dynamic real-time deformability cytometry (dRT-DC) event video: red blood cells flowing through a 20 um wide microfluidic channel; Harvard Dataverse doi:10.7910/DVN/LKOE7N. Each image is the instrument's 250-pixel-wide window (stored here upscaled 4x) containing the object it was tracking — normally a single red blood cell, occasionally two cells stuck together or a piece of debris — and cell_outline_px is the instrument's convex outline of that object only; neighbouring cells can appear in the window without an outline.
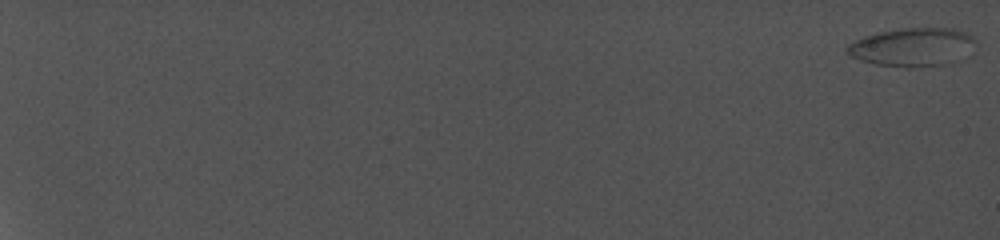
{"species": "common noctule bat (a hibernating species)", "species_latin": "Nyctalus noctula", "temperature_condition": "cold", "stored_images_in_passage": 118, "camera_frame_rate_fps": 5000, "um_per_image_px": 0.085, "animal": {"sex": "female", "body_mass_g": 19.0, "forearm_length_mm": 56.7}, "frame": {"image": 1, "passage_image": 1, "time_ms": 0.0, "image_size_px": [1000, 240], "cell_outline_px": [[976, 44], [972, 56], [944, 64], [912, 68], [908, 68], [876, 64], [860, 60], [844, 52], [844, 48], [848, 44], [864, 36], [880, 32], [900, 28], [952, 28], [964, 32], [972, 36], [976, 40]], "centroid_in_image_um": [77.62, 4.01], "position_along_channel_um": 7.4, "area_um2": 29.3}}
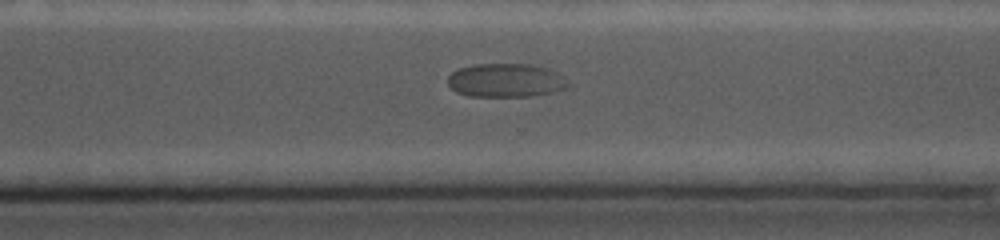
{"frame": {"image": 2, "passage_image": 106, "time_ms": 17.2, "image_size_px": [1000, 240], "cell_outline_px": [[568, 88], [532, 96], [468, 96], [456, 92], [448, 84], [448, 76], [452, 72], [460, 68], [476, 64], [532, 64], [548, 68], [560, 72], [568, 80]], "centroid_in_image_um": [43.03, 6.82], "position_along_channel_um": 327.6, "area_um2": 23.76}}
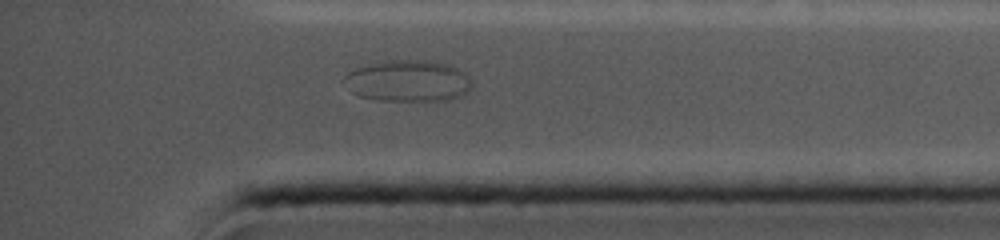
{"frame": {"image": 3, "passage_image": 118, "time_ms": 19.2, "image_size_px": [1000, 240], "cell_outline_px": [[472, 88], [468, 92], [448, 100], [380, 100], [360, 96], [352, 92], [344, 80], [344, 76], [348, 72], [356, 68], [372, 64], [392, 60], [428, 60], [448, 64], [464, 72], [472, 80]], "centroid_in_image_um": [34.73, 6.87], "position_along_channel_um": 400.5, "area_um2": 30.58}}